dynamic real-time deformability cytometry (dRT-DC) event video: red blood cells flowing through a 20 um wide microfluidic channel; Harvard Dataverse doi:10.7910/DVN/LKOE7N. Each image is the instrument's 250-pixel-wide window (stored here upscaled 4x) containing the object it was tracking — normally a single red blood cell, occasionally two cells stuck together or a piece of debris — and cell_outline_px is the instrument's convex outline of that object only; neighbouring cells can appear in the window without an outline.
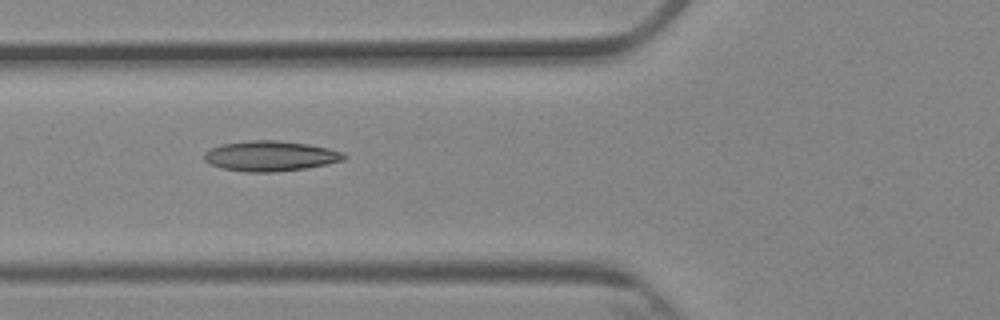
{"species": "Egyptian fruit bat (a non-hibernating species)", "species_latin": "Rousettus aegyptiacus", "temperature_condition": "cold", "stored_images_in_passage": 10, "camera_frame_rate_fps": 3000, "um_per_image_px": 0.085, "animal": {"sex": "female"}, "frame": {"image": 1, "passage_image": 5, "time_ms": 5.667, "image_size_px": [1000, 320], "cell_outline_px": [[348, 156], [344, 160], [328, 164], [304, 168], [276, 172], [244, 172], [224, 168], [208, 164], [204, 160], [204, 152], [220, 144], [248, 140], [276, 140], [308, 144], [328, 148], [344, 152]], "centroid_in_image_um": [22.98, 13.26], "position_along_channel_um": 102.8, "area_um2": 24.8}}
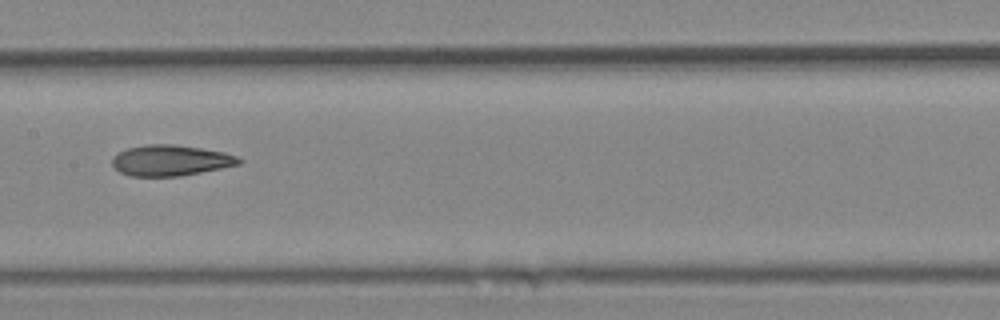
{"frame": {"image": 2, "passage_image": 7, "time_ms": 8.0, "image_size_px": [1000, 320], "cell_outline_px": [[244, 160], [240, 164], [180, 176], [132, 176], [120, 172], [112, 164], [112, 156], [128, 148], [148, 144], [172, 144], [200, 148], [224, 152], [236, 156]], "centroid_in_image_um": [14.5, 13.63], "position_along_channel_um": 192.9, "area_um2": 22.54}}
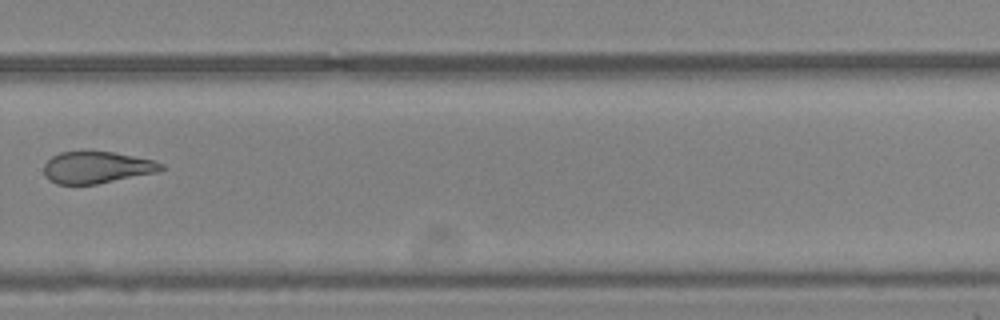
{"frame": {"image": 3, "passage_image": 10, "time_ms": 11.333, "image_size_px": [1000, 320], "cell_outline_px": [[164, 168], [160, 172], [96, 184], [56, 184], [48, 180], [44, 172], [44, 164], [52, 156], [60, 152], [80, 148], [84, 148], [112, 152], [156, 160], [164, 164]], "centroid_in_image_um": [8.22, 14.19], "position_along_channel_um": 321.6, "area_um2": 22.6}}